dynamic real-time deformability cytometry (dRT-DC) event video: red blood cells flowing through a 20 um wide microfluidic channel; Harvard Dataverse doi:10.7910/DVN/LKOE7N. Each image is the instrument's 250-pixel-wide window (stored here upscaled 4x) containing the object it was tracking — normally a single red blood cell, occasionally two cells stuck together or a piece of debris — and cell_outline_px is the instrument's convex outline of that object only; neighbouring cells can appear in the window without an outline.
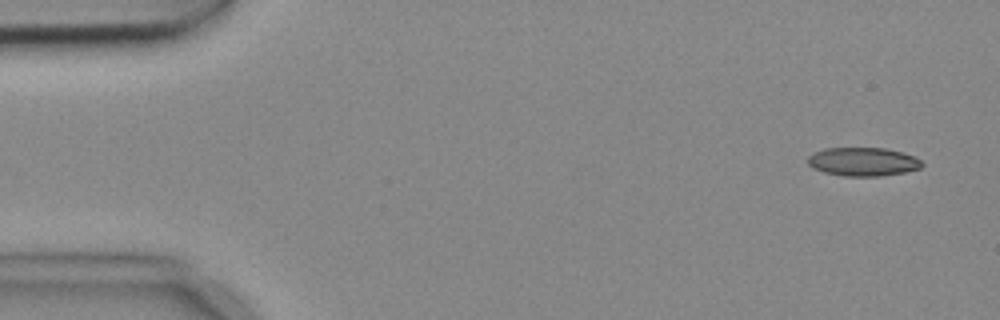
{"species": "common noctule bat (a hibernating species)", "species_latin": "Nyctalus noctula", "temperature_condition": "cold", "stored_images_in_passage": 5, "camera_frame_rate_fps": 3000, "um_per_image_px": 0.085, "animal": {"sex": "female", "body_mass_g": 18.4}, "frame": {"image": 1, "passage_image": 1, "time_ms": 0.0, "image_size_px": [1000, 320], "cell_outline_px": [[924, 164], [920, 168], [904, 172], [880, 176], [844, 176], [824, 172], [812, 168], [808, 164], [808, 156], [824, 148], [884, 148], [916, 156]], "centroid_in_image_um": [73.35, 13.75], "position_along_channel_um": 11.6, "area_um2": 18.96}}
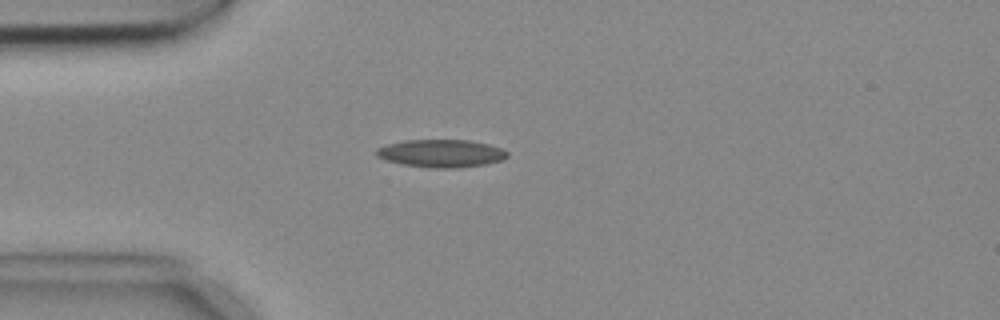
{"frame": {"image": 2, "passage_image": 4, "time_ms": 1.0, "image_size_px": [1000, 320], "cell_outline_px": [[508, 156], [504, 160], [488, 164], [456, 168], [428, 168], [400, 164], [384, 160], [376, 156], [376, 148], [388, 144], [404, 140], [472, 140], [488, 144], [500, 148], [508, 152]], "centroid_in_image_um": [37.5, 13.04], "position_along_channel_um": 47.5, "area_um2": 21.5}}